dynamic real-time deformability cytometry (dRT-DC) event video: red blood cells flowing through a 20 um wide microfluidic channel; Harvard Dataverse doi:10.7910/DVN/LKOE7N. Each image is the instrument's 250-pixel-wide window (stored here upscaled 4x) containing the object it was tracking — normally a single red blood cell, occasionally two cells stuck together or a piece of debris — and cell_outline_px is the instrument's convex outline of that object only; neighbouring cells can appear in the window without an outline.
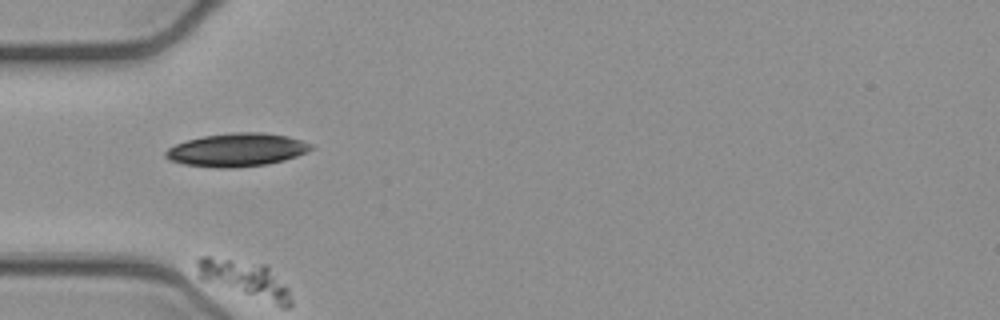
{"species": "common noctule bat (a hibernating species)", "species_latin": "Nyctalus noctula", "temperature_condition": "cold", "stored_images_in_passage": 38, "camera_frame_rate_fps": 3000, "um_per_image_px": 0.085, "animal": {"sex": "female", "body_mass_g": 21.9}, "frame": {"image": 1, "passage_image": 1, "time_ms": 0.0, "image_size_px": [1000, 320], "cell_outline_px": [[316, 148], [296, 156], [284, 160], [268, 164], [232, 168], [220, 168], [184, 164], [168, 160], [164, 156], [164, 152], [168, 148], [176, 144], [188, 140], [204, 136], [232, 132], [260, 132], [288, 136], [312, 144]], "centroid_in_image_um": [20.13, 12.74], "position_along_channel_um": 64.9, "area_um2": 28.15}}
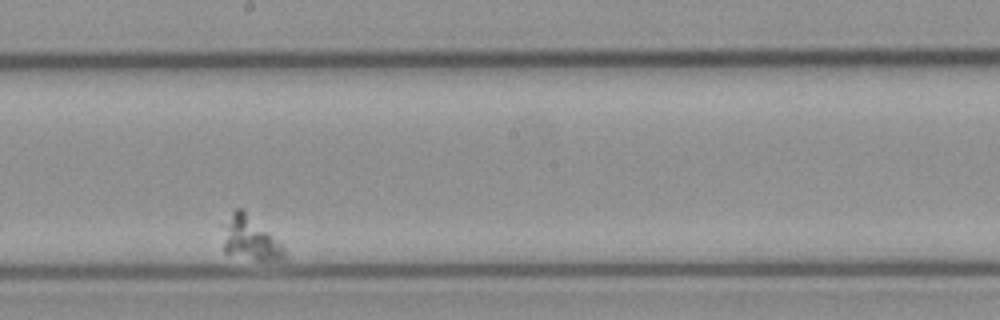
{"frame": {"image": 2, "passage_image": 22, "time_ms": 7.0, "image_size_px": [1000, 320], "cell_outline_px": [[288, 256], [284, 260], [256, 260], [224, 252], [220, 224], [236, 208], [240, 208], [280, 244], [284, 248]], "centroid_in_image_um": [21.18, 20.29], "position_along_channel_um": 227.0, "area_um2": 15.43}}
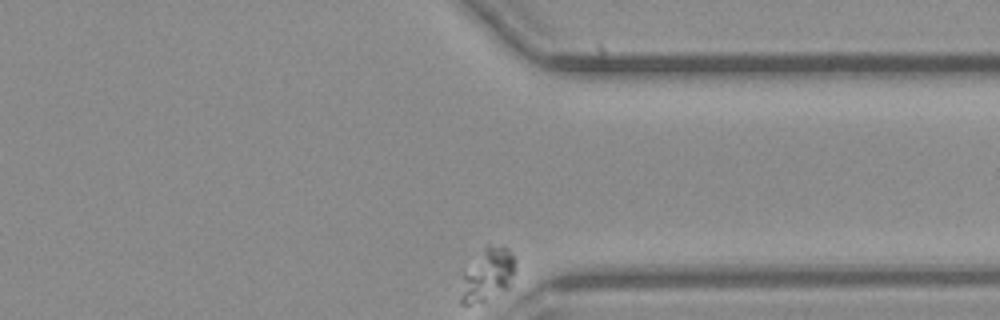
{"frame": {"image": 3, "passage_image": 38, "time_ms": 12.333, "image_size_px": [1000, 320], "cell_outline_px": [[516, 268], [512, 284], [508, 288], [484, 304], [460, 304], [460, 296], [464, 272], [484, 248], [488, 244], [508, 248], [516, 260]], "centroid_in_image_um": [41.49, 23.41], "position_along_channel_um": 369.9, "area_um2": 17.17}}